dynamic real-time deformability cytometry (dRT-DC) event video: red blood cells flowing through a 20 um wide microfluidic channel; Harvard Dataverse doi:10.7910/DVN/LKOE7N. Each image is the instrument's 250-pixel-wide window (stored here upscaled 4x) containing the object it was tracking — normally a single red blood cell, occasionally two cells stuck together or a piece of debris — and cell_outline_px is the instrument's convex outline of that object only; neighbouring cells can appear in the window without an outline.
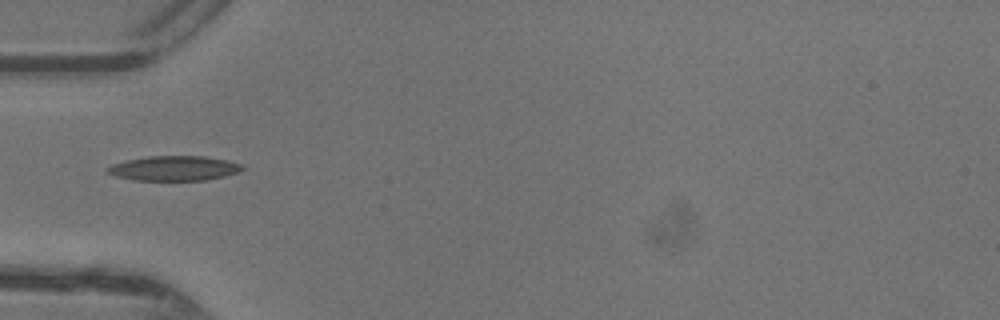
{"species": "common noctule bat (a hibernating species)", "species_latin": "Nyctalus noctula", "temperature_condition": "warm", "stored_images_in_passage": 29, "camera_frame_rate_fps": 3000, "um_per_image_px": 0.085, "animal": {"sex": "female"}, "frame": {"image": 1, "passage_image": 1, "time_ms": 0.0, "image_size_px": [1000, 320], "cell_outline_px": [[244, 168], [240, 172], [224, 176], [204, 180], [132, 180], [116, 176], [104, 172], [104, 168], [112, 164], [128, 160], [148, 156], [204, 156], [228, 160], [244, 164]], "centroid_in_image_um": [14.79, 14.3], "position_along_channel_um": 70.2, "area_um2": 19.65}}
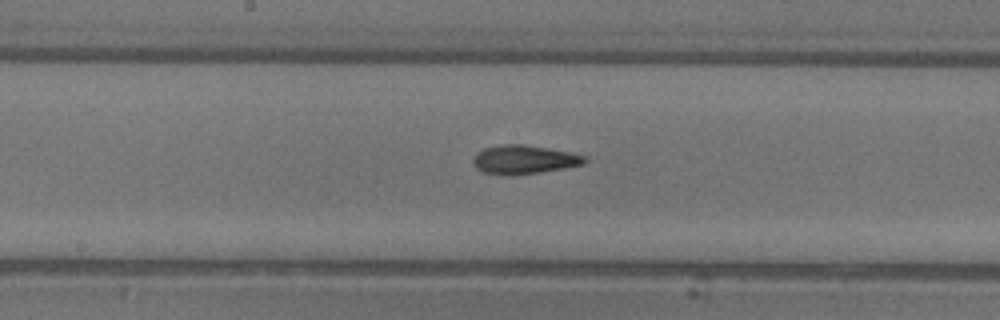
{"frame": {"image": 2, "passage_image": 10, "time_ms": 3.0, "image_size_px": [1000, 320], "cell_outline_px": [[588, 160], [584, 164], [564, 168], [540, 172], [504, 176], [484, 172], [476, 168], [472, 164], [472, 160], [476, 152], [484, 148], [500, 144], [524, 144], [572, 152], [584, 156]], "centroid_in_image_um": [44.51, 13.56], "position_along_channel_um": 203.7, "area_um2": 18.9}}
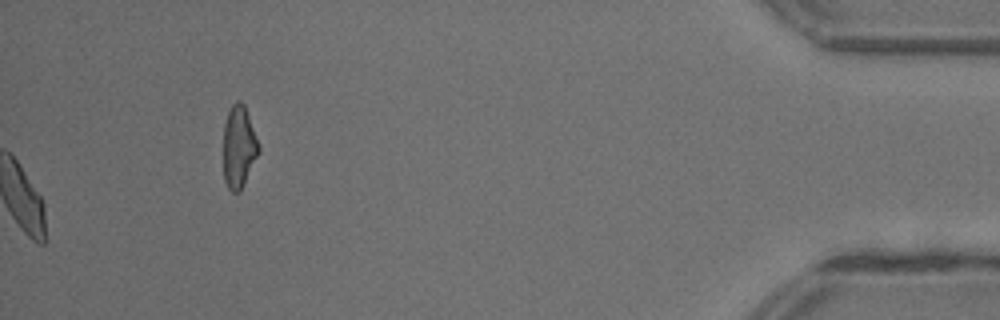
{"frame": {"image": 3, "passage_image": 29, "time_ms": 9.333, "image_size_px": [1000, 320], "cell_outline_px": [[260, 152], [240, 192], [232, 192], [228, 188], [224, 180], [224, 124], [228, 112], [232, 104], [236, 100], [240, 100], [244, 104], [260, 148]], "centroid_in_image_um": [20.3, 12.5], "position_along_channel_um": 414.9, "area_um2": 16.88}, "authors_computed_cell_mechanics": {"area_um2": 18.4382, "velocity_mm_per_s": 4.41, "shape_relaxation_time_tau1_ms": 6.2386, "shape_relaxation_time_tau2_ms": 2.2035, "deformation_change_tau1": 0.203, "deformation_change_tau2": 0.0991}}